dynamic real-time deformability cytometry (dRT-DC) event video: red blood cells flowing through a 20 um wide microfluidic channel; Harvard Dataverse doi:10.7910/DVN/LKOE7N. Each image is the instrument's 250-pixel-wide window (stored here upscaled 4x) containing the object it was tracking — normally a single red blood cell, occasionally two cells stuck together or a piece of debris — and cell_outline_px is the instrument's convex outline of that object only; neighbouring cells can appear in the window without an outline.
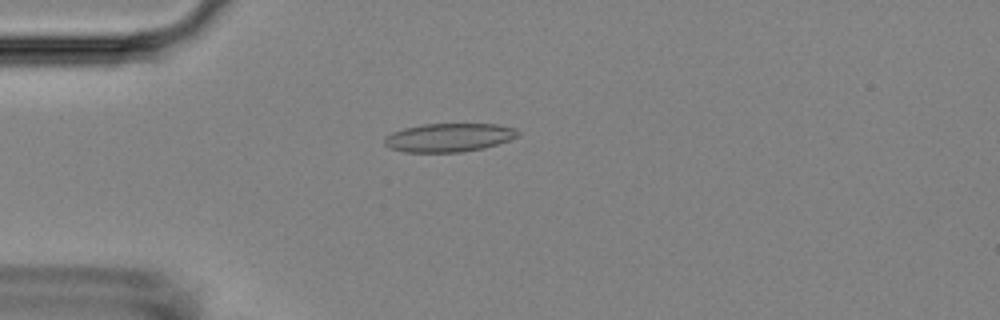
{"species": "Egyptian fruit bat (a non-hibernating species)", "species_latin": "Rousettus aegyptiacus", "temperature_condition": "room temperature", "stored_images_in_passage": 54, "camera_frame_rate_fps": 3000, "um_per_image_px": 0.085, "animal": {"sex": "female"}, "frame": {"image": 1, "passage_image": 14, "time_ms": 4.333, "image_size_px": [1000, 320], "cell_outline_px": [[520, 136], [484, 148], [460, 152], [404, 152], [388, 148], [384, 144], [384, 136], [392, 132], [404, 128], [424, 124], [496, 124], [516, 128], [520, 132]], "centroid_in_image_um": [38.14, 11.69], "position_along_channel_um": 46.9, "area_um2": 22.31}}
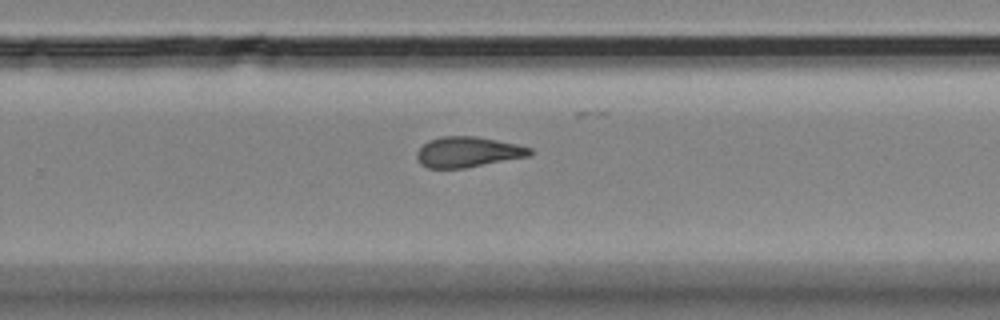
{"frame": {"image": 2, "passage_image": 35, "time_ms": 11.333, "image_size_px": [1000, 320], "cell_outline_px": [[532, 152], [528, 156], [464, 168], [428, 168], [420, 164], [416, 156], [416, 152], [428, 140], [440, 136], [476, 136], [516, 144], [532, 148]], "centroid_in_image_um": [39.73, 12.91], "position_along_channel_um": 290.1, "area_um2": 19.94}}
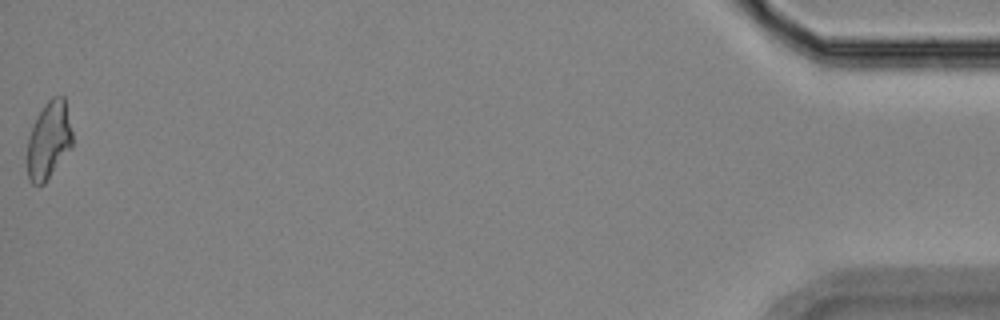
{"frame": {"image": 3, "passage_image": 54, "time_ms": 17.667, "image_size_px": [1000, 320], "cell_outline_px": [[72, 148], [44, 184], [32, 184], [28, 180], [24, 160], [28, 136], [36, 116], [48, 100], [52, 96], [64, 96], [72, 132]], "centroid_in_image_um": [4.1, 11.97], "position_along_channel_um": 431.1, "area_um2": 21.04}, "authors_computed_cell_mechanics": {"area_um2": 20.808, "velocity_mm_per_s": 3.6901, "shape_relaxation_time_tau1_ms": null, "shape_relaxation_time_tau2_ms": 1.9364, "deformation_change_tau1": null, "deformation_change_tau2": 0.1072}}